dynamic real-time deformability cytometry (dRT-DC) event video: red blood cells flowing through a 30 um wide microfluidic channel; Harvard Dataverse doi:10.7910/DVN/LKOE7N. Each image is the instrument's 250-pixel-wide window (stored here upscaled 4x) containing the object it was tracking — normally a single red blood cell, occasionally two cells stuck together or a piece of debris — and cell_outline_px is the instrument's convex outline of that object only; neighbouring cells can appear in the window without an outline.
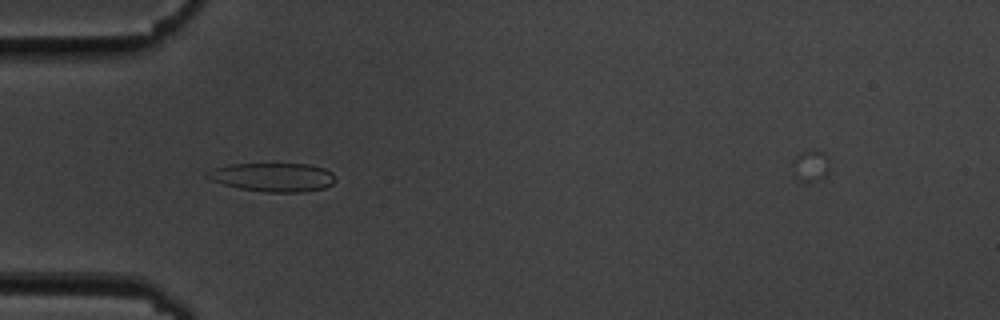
{"species": "common noctule bat (a hibernating species)", "species_latin": "Nyctalus noctula", "temperature_condition": "cold", "stored_images_in_passage": 55, "camera_frame_rate_fps": 3000, "um_per_image_px": 0.085, "animal": {"sex": "male", "body_mass_g": 19.5, "forearm_length_mm": 54.6}, "frame": {"image": 1, "passage_image": 18, "time_ms": 5.667, "image_size_px": [1000, 320], "cell_outline_px": [[336, 180], [332, 184], [324, 188], [300, 192], [264, 192], [240, 188], [224, 184], [212, 180], [204, 176], [204, 172], [212, 168], [228, 164], [308, 164], [324, 168], [332, 172]], "centroid_in_image_um": [23.17, 15.05], "position_along_channel_um": 61.8, "area_um2": 21.5}}
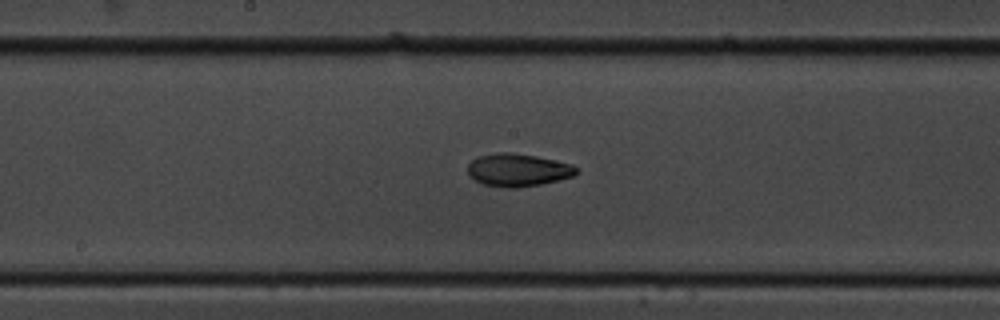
{"frame": {"image": 2, "passage_image": 30, "time_ms": 9.667, "image_size_px": [1000, 320], "cell_outline_px": [[580, 168], [572, 176], [540, 184], [516, 188], [504, 188], [484, 184], [468, 176], [468, 164], [476, 156], [496, 152], [508, 152], [536, 156], [572, 164]], "centroid_in_image_um": [43.98, 14.44], "position_along_channel_um": 204.2, "area_um2": 20.75}}
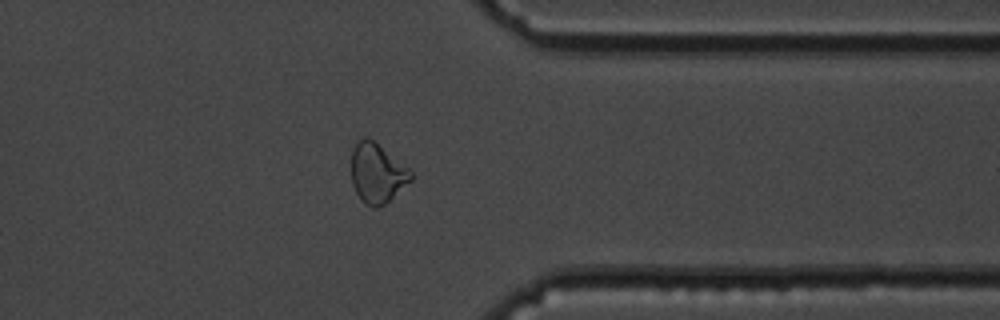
{"frame": {"image": 3, "passage_image": 45, "time_ms": 14.667, "image_size_px": [1000, 320], "cell_outline_px": [[412, 180], [384, 204], [376, 208], [372, 208], [364, 204], [360, 200], [352, 184], [352, 148], [364, 136], [372, 140], [408, 168], [412, 172]], "centroid_in_image_um": [32.03, 14.76], "position_along_channel_um": 379.4, "area_um2": 20.35}}